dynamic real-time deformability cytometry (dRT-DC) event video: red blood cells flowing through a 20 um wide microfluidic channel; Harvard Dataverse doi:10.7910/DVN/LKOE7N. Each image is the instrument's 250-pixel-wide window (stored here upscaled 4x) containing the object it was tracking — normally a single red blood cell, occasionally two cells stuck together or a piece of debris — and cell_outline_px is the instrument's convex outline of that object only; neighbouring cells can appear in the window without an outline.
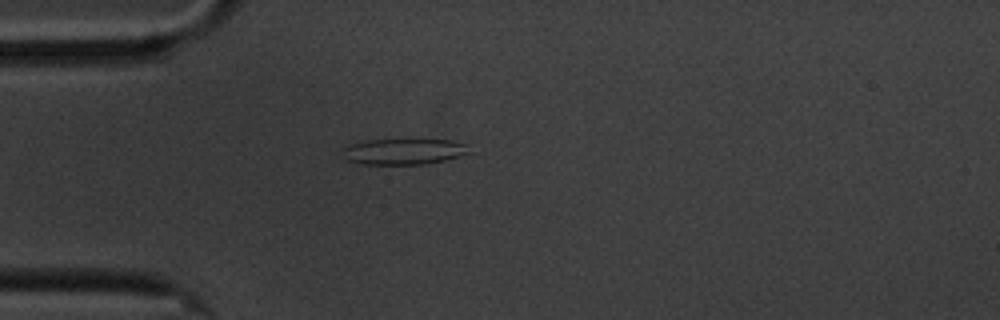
{"species": "common noctule bat (a hibernating species)", "species_latin": "Nyctalus noctula", "temperature_condition": "cold", "stored_images_in_passage": 5, "camera_frame_rate_fps": 3000, "um_per_image_px": 0.085, "animal": {"sex": "male", "body_mass_g": 20.1, "forearm_length_mm": 53.5}, "frame": {"image": 1, "passage_image": 2, "time_ms": 1.333, "image_size_px": [1000, 320], "cell_outline_px": [[476, 152], [444, 160], [424, 164], [360, 164], [344, 160], [344, 148], [352, 144], [368, 140], [412, 136], [452, 140], [468, 144]], "centroid_in_image_um": [34.44, 12.82], "position_along_channel_um": 50.6, "area_um2": 20.46}}
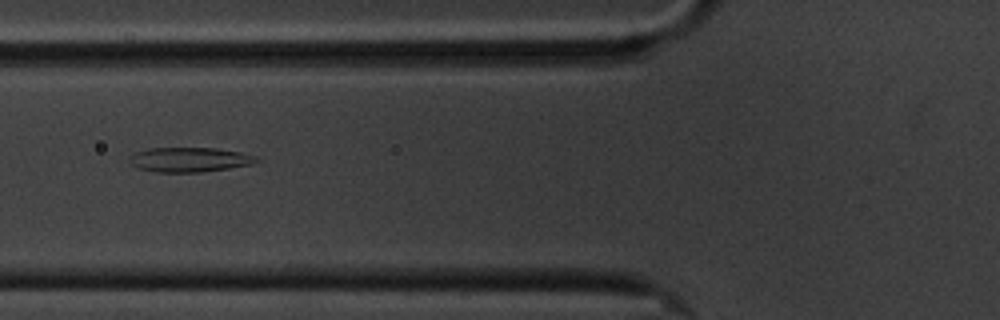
{"frame": {"image": 2, "passage_image": 4, "time_ms": 3.333, "image_size_px": [1000, 320], "cell_outline_px": [[260, 160], [252, 164], [228, 168], [200, 172], [156, 172], [136, 168], [128, 160], [128, 156], [136, 152], [148, 148], [216, 148], [240, 152], [256, 156]], "centroid_in_image_um": [16.07, 13.57], "position_along_channel_um": 109.7, "area_um2": 18.26}}
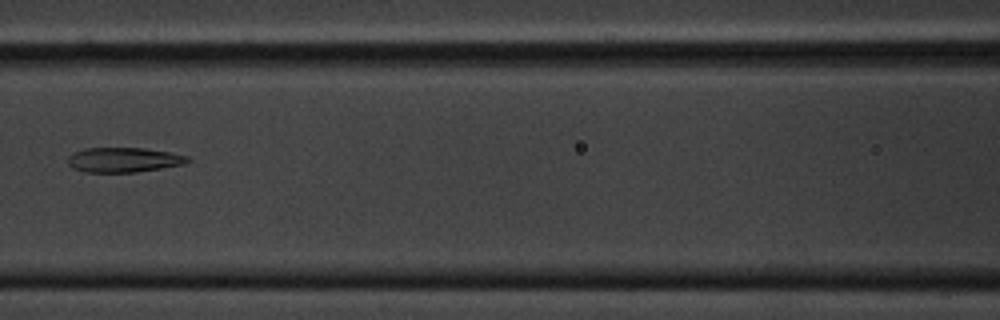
{"frame": {"image": 3, "passage_image": 5, "time_ms": 4.667, "image_size_px": [1000, 320], "cell_outline_px": [[192, 160], [184, 164], [136, 172], [84, 172], [72, 168], [68, 164], [68, 156], [72, 152], [84, 148], [144, 148], [172, 152], [188, 156]], "centroid_in_image_um": [10.5, 13.58], "position_along_channel_um": 156.1, "area_um2": 17.46}}